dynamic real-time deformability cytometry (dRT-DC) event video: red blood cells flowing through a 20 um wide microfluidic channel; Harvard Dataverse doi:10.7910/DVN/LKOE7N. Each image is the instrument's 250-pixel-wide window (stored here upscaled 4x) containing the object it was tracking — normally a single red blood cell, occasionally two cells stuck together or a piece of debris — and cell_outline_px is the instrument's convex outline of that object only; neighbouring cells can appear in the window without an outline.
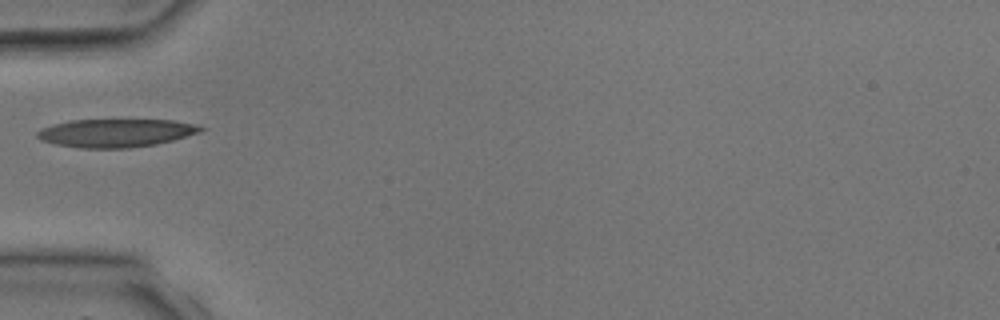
{"species": "common noctule bat (a hibernating species)", "species_latin": "Nyctalus noctula", "temperature_condition": "room temperature", "stored_images_in_passage": 1, "camera_frame_rate_fps": 3000, "um_per_image_px": 0.085, "animal": {"sex": "male", "body_mass_g": 17.9, "forearm_length_mm": 54.2}, "frame": {"image": 1, "passage_image": 1, "time_ms": 0.0, "image_size_px": [1000, 320], "cell_outline_px": [[204, 128], [200, 132], [172, 140], [156, 144], [128, 148], [80, 148], [56, 144], [40, 140], [36, 136], [36, 132], [40, 128], [52, 124], [68, 120], [172, 120], [192, 124]], "centroid_in_image_um": [9.76, 11.3], "position_along_channel_um": 75.2, "area_um2": 26.76}}